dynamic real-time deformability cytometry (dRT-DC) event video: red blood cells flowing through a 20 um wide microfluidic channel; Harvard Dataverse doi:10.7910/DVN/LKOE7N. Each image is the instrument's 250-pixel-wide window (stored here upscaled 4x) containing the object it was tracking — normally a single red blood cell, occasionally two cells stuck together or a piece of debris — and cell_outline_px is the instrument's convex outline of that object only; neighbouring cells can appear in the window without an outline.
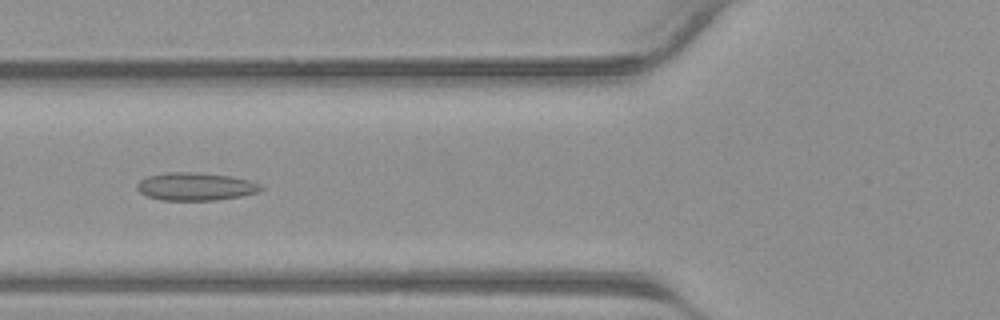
{"species": "common noctule bat (a hibernating species)", "species_latin": "Nyctalus noctula", "temperature_condition": "warm", "stored_images_in_passage": 29, "camera_frame_rate_fps": 3000, "um_per_image_px": 0.085, "animal": {"sex": "male", "body_mass_g": 23.1, "forearm_length_mm": 52.7}, "frame": {"image": 1, "passage_image": 4, "time_ms": 1.0, "image_size_px": [1000, 320], "cell_outline_px": [[264, 188], [256, 192], [240, 196], [216, 200], [160, 200], [148, 196], [140, 192], [136, 188], [136, 184], [140, 180], [148, 176], [168, 172], [200, 172], [232, 176], [248, 180], [260, 184]], "centroid_in_image_um": [16.6, 15.85], "position_along_channel_um": 109.2, "area_um2": 20.11}}
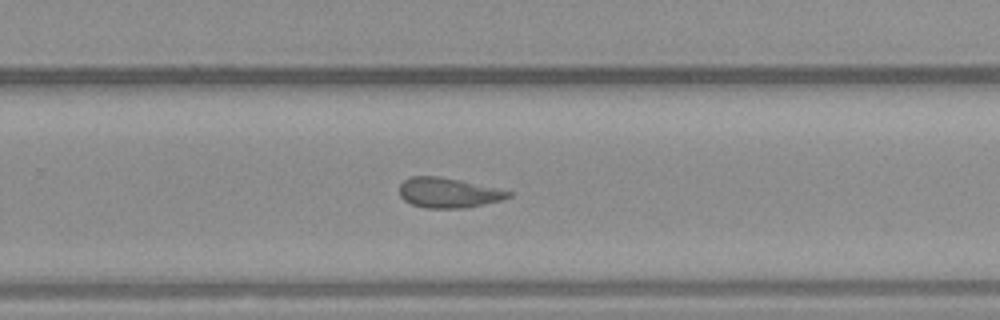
{"frame": {"image": 2, "passage_image": 15, "time_ms": 4.667, "image_size_px": [1000, 320], "cell_outline_px": [[512, 196], [504, 200], [460, 208], [424, 208], [412, 204], [404, 200], [400, 196], [400, 184], [404, 180], [412, 176], [436, 176], [456, 180], [512, 192]], "centroid_in_image_um": [38.07, 16.4], "position_along_channel_um": 291.7, "area_um2": 18.61}}
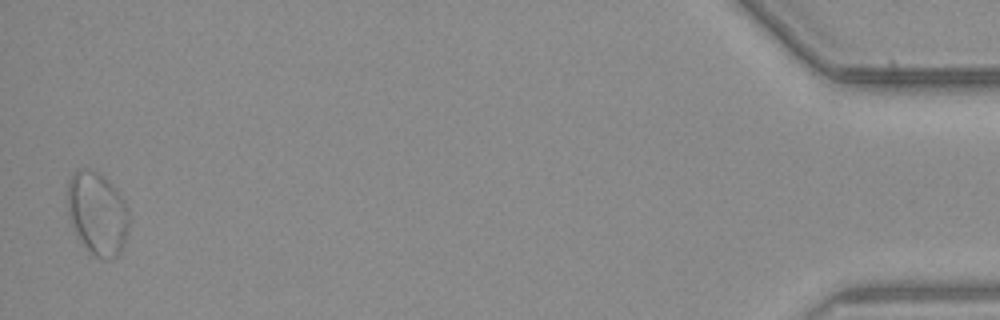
{"frame": {"image": 3, "passage_image": 29, "time_ms": 9.333, "image_size_px": [1000, 320], "cell_outline_px": [[128, 228], [124, 244], [120, 252], [116, 256], [108, 260], [104, 260], [88, 252], [76, 232], [68, 216], [68, 180], [72, 172], [76, 168], [88, 168], [96, 172], [108, 180], [112, 184], [124, 200], [128, 208]], "centroid_in_image_um": [8.27, 18.13], "position_along_channel_um": 426.9, "area_um2": 29.82}}